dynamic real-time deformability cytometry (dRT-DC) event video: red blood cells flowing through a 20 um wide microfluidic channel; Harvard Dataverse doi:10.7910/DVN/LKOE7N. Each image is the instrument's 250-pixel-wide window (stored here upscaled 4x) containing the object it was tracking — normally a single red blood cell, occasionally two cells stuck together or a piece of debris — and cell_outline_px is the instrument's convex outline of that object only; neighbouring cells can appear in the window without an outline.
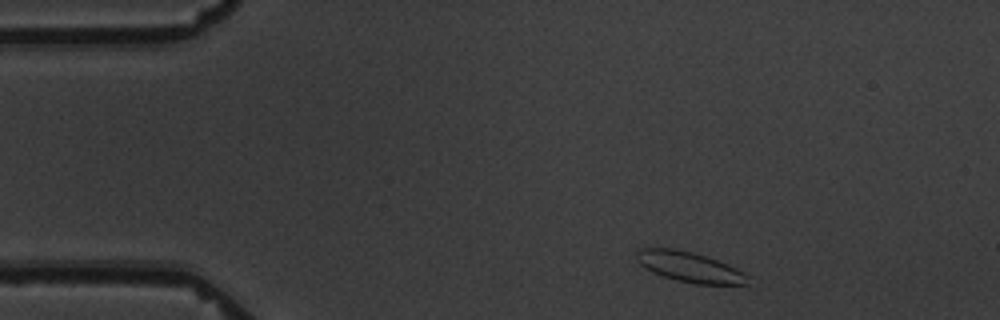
{"species": "common noctule bat (a hibernating species)", "species_latin": "Nyctalus noctula", "temperature_condition": "warm", "stored_images_in_passage": 3, "camera_frame_rate_fps": 3000, "um_per_image_px": 0.085, "animal": {"sex": "male", "body_mass_g": 19.5, "forearm_length_mm": 54.6}, "frame": {"image": 1, "passage_image": 1, "time_ms": 0.0, "image_size_px": [1000, 320], "cell_outline_px": [[752, 276], [748, 284], [696, 284], [676, 280], [652, 272], [644, 268], [636, 260], [636, 252], [640, 248], [672, 248], [692, 252], [728, 264]], "centroid_in_image_um": [58.63, 22.7], "position_along_channel_um": 26.4, "area_um2": 19.65}}